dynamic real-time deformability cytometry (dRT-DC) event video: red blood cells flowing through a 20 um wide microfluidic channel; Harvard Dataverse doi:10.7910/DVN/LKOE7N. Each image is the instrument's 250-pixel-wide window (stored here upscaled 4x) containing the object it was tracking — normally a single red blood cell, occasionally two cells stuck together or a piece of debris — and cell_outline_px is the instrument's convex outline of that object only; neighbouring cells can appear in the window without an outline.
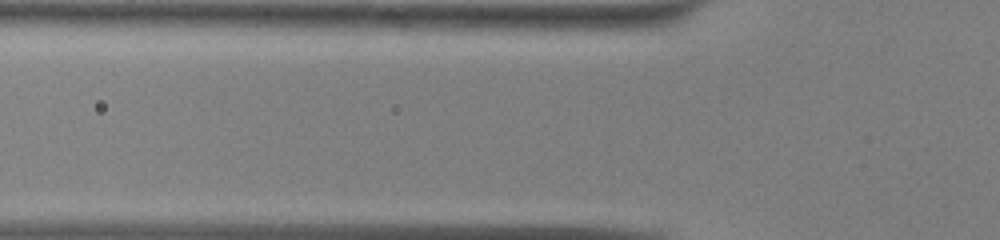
{"species": "common noctule bat (a hibernating species)", "species_latin": "Nyctalus noctula", "temperature_condition": "warm", "stored_images_in_passage": 7, "camera_frame_rate_fps": 3000, "um_per_image_px": 0.085, "animal": {"sex": "male", "body_mass_g": 13.0, "forearm_length_mm": 53.1}, "frame": {"image": 1, "passage_image": 7, "time_ms": 2.0, "image_size_px": [1000, 240], "cell_outline_px": [[580, 192], [572, 196], [464, 196], [448, 188], [448, 184], [540, 184], [576, 188]], "centroid_in_image_um": [43.55, 16.16], "position_along_channel_um": 82.2, "area_um2": 10.17}}